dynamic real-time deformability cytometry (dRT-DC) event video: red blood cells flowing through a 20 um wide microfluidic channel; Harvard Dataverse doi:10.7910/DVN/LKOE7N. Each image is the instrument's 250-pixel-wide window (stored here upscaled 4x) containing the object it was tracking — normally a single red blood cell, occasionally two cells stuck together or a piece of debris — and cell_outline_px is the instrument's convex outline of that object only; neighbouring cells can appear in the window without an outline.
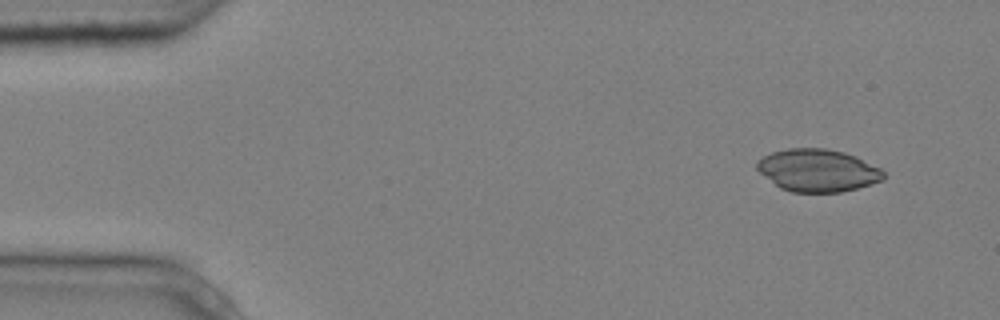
{"species": "common noctule bat (a hibernating species)", "species_latin": "Nyctalus noctula", "temperature_condition": "cold", "stored_images_in_passage": 4, "camera_frame_rate_fps": 3000, "um_per_image_px": 0.085, "animal": {"sex": "male", "body_mass_g": 20.4}, "frame": {"image": 1, "passage_image": 1, "time_ms": 0.0, "image_size_px": [1000, 320], "cell_outline_px": [[884, 180], [856, 188], [840, 192], [792, 192], [780, 188], [760, 172], [756, 168], [756, 164], [764, 156], [772, 152], [788, 148], [824, 148], [844, 152], [856, 156], [880, 168], [884, 172]], "centroid_in_image_um": [69.52, 14.48], "position_along_channel_um": 15.5, "area_um2": 31.15}}